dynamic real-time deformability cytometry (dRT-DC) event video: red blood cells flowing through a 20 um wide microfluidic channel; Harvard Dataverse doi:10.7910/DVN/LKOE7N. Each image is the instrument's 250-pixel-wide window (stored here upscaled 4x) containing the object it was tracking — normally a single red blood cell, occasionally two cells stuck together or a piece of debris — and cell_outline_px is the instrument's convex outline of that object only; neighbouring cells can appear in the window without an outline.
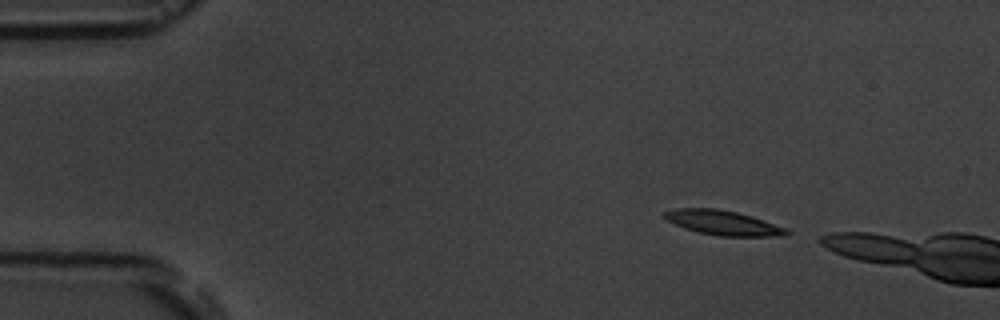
{"species": "common noctule bat (a hibernating species)", "species_latin": "Nyctalus noctula", "temperature_condition": "room temperature", "stored_images_in_passage": 4, "camera_frame_rate_fps": 3000, "um_per_image_px": 0.085, "animal": {"sex": "male", "body_mass_g": 19.5, "forearm_length_mm": 54.6}, "frame": {"image": 1, "passage_image": 1, "time_ms": 0.0, "image_size_px": [1000, 320], "cell_outline_px": [[792, 232], [788, 236], [720, 236], [696, 232], [684, 228], [668, 220], [664, 216], [664, 212], [672, 208], [716, 208], [736, 212], [752, 216], [764, 220], [784, 228]], "centroid_in_image_um": [61.46, 18.94], "position_along_channel_um": 23.5, "area_um2": 17.51}}